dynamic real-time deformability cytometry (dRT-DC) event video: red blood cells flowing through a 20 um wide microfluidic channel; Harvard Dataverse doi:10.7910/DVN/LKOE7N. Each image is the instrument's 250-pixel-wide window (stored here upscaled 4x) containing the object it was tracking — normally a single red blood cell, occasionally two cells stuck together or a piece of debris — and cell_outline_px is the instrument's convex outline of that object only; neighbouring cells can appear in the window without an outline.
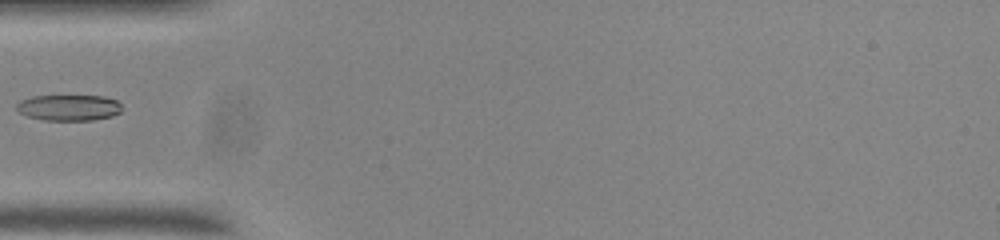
{"species": "common noctule bat (a hibernating species)", "species_latin": "Nyctalus noctula", "temperature_condition": "room temperature", "stored_images_in_passage": 38, "camera_frame_rate_fps": 3000, "um_per_image_px": 0.085, "animal": {"sex": "male", "body_mass_g": 20.0, "forearm_length_mm": 53.3}, "frame": {"image": 1, "passage_image": 1, "time_ms": 0.0, "image_size_px": [1000, 240], "cell_outline_px": [[124, 108], [120, 112], [112, 116], [92, 120], [44, 120], [28, 116], [20, 112], [16, 108], [16, 104], [20, 100], [32, 96], [104, 96], [116, 100]], "centroid_in_image_um": [5.87, 9.14], "position_along_channel_um": 79.1, "area_um2": 15.95}}
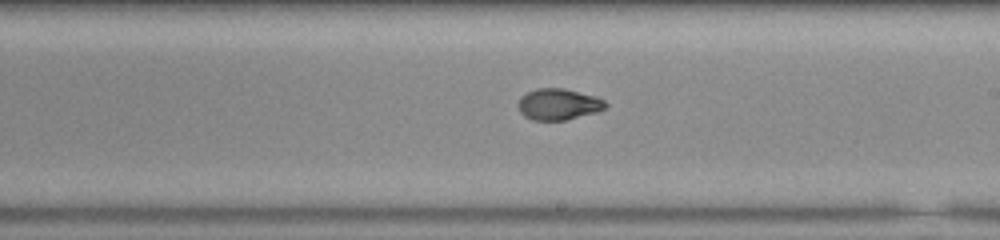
{"frame": {"image": 2, "passage_image": 14, "time_ms": 4.333, "image_size_px": [1000, 240], "cell_outline_px": [[608, 104], [604, 108], [596, 112], [564, 120], [532, 120], [524, 116], [520, 112], [520, 96], [536, 88], [564, 88], [596, 96], [604, 100]], "centroid_in_image_um": [47.48, 8.85], "position_along_channel_um": 241.5, "area_um2": 15.78}}
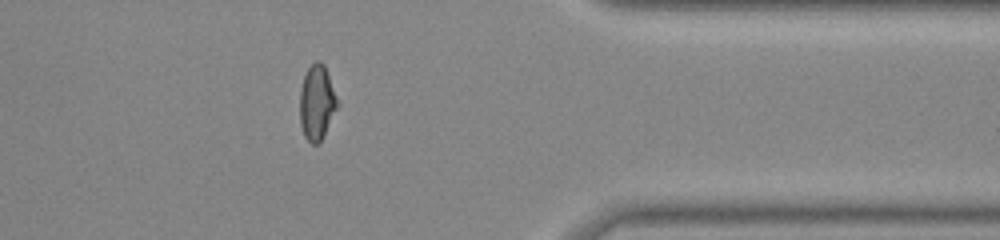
{"frame": {"image": 3, "passage_image": 27, "time_ms": 8.667, "image_size_px": [1000, 240], "cell_outline_px": [[340, 104], [320, 140], [316, 144], [312, 144], [304, 136], [300, 124], [300, 88], [304, 76], [308, 68], [316, 60], [320, 60], [324, 64]], "centroid_in_image_um": [26.94, 8.68], "position_along_channel_um": 384.5, "area_um2": 16.36}}